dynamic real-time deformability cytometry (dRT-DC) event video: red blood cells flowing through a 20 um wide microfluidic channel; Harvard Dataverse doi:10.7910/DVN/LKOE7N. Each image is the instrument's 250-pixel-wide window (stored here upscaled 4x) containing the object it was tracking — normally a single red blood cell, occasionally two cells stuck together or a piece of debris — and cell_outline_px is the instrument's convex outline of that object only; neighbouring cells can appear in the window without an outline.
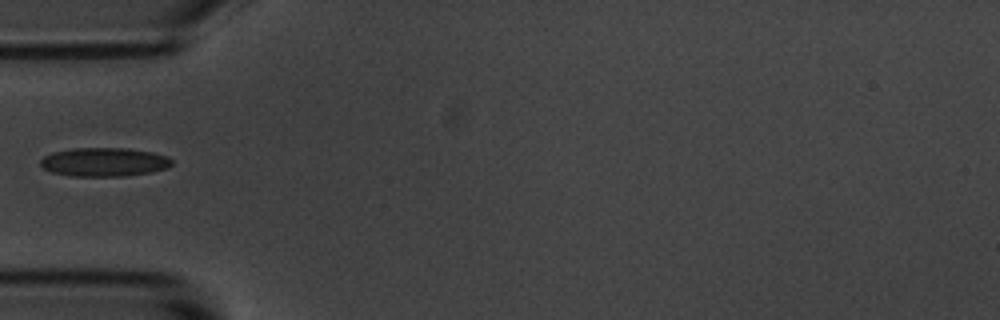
{"species": "common noctule bat (a hibernating species)", "species_latin": "Nyctalus noctula", "temperature_condition": "room temperature", "stored_images_in_passage": 38, "camera_frame_rate_fps": 3000, "um_per_image_px": 0.085, "animal": {"sex": "male", "body_mass_g": 20.1, "forearm_length_mm": 53.5}, "frame": {"image": 1, "passage_image": 1, "time_ms": 0.0, "image_size_px": [1000, 320], "cell_outline_px": [[172, 164], [168, 168], [152, 172], [124, 176], [72, 176], [52, 172], [44, 168], [40, 164], [40, 160], [44, 156], [52, 152], [72, 148], [128, 148], [152, 152], [168, 156], [172, 160]], "centroid_in_image_um": [8.87, 13.77], "position_along_channel_um": 76.1, "area_um2": 22.14}}
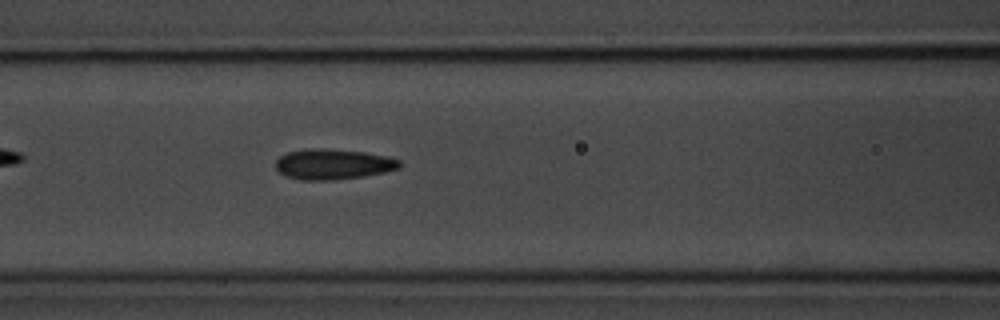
{"frame": {"image": 2, "passage_image": 6, "time_ms": 1.667, "image_size_px": [1000, 320], "cell_outline_px": [[400, 168], [384, 172], [364, 176], [332, 180], [300, 180], [284, 176], [276, 168], [276, 160], [280, 156], [288, 152], [312, 148], [324, 148], [364, 152], [388, 156], [400, 160]], "centroid_in_image_um": [28.3, 13.96], "position_along_channel_um": 138.3, "area_um2": 22.02}}
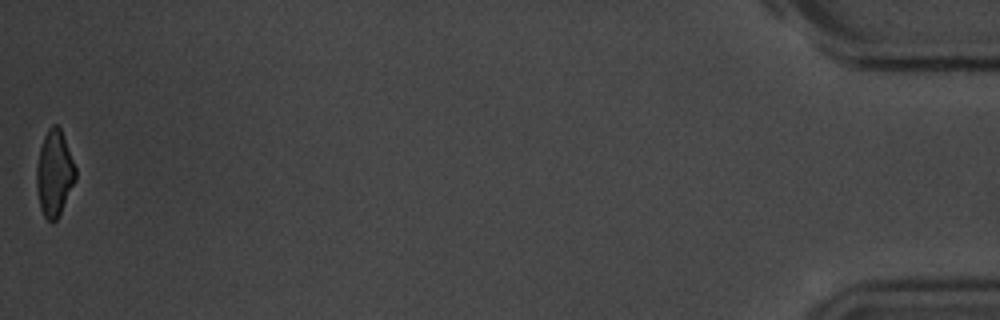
{"frame": {"image": 3, "passage_image": 38, "time_ms": 12.333, "image_size_px": [1000, 320], "cell_outline_px": [[76, 180], [56, 220], [48, 220], [44, 216], [40, 208], [36, 188], [36, 164], [40, 148], [44, 136], [48, 128], [52, 124], [56, 124], [60, 128], [76, 168]], "centroid_in_image_um": [4.6, 14.71], "position_along_channel_um": 430.6, "area_um2": 19.36}}